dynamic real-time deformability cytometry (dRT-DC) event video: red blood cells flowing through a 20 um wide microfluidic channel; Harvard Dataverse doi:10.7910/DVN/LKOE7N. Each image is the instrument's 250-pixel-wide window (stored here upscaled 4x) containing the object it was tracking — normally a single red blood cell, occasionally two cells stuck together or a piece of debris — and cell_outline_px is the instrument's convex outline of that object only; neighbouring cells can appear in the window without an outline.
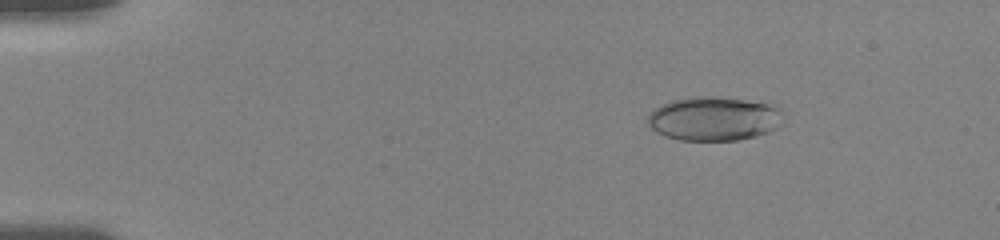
{"species": "human", "species_latin": "Homo sapiens", "temperature_condition": "room temperature", "stored_images_in_passage": 15, "camera_frame_rate_fps": 3000, "um_per_image_px": 0.085, "donor": {"sex": "female"}, "frame": {"image": 1, "passage_image": 8, "time_ms": 2.667, "image_size_px": [1000, 240], "cell_outline_px": [[784, 124], [768, 132], [756, 136], [736, 140], [680, 140], [664, 136], [656, 132], [648, 124], [648, 116], [660, 104], [672, 100], [688, 96], [712, 96], [776, 104], [780, 108]], "centroid_in_image_um": [60.72, 10.08], "position_along_channel_um": 24.3, "area_um2": 35.08}}
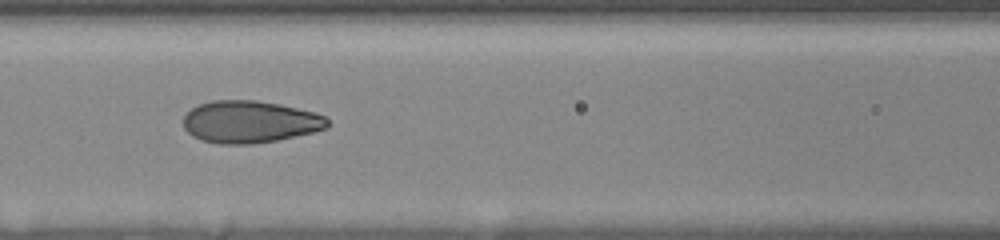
{"frame": {"image": 2, "passage_image": 13, "time_ms": 8.333, "image_size_px": [1000, 240], "cell_outline_px": [[328, 128], [312, 132], [276, 140], [252, 144], [220, 144], [200, 140], [192, 136], [184, 128], [184, 116], [192, 108], [200, 104], [212, 100], [256, 100], [280, 104], [316, 112], [324, 116], [328, 120]], "centroid_in_image_um": [21.23, 10.35], "position_along_channel_um": 145.4, "area_um2": 35.43}}
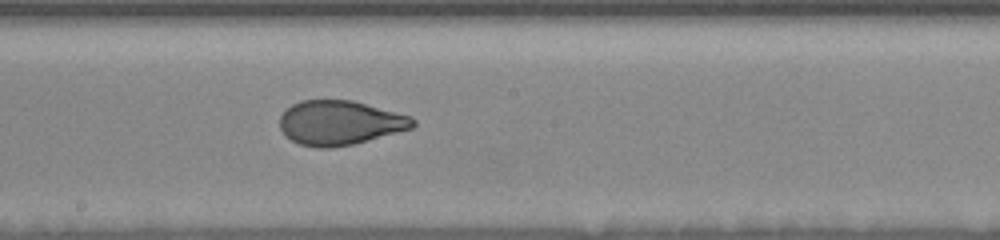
{"frame": {"image": 3, "passage_image": 15, "time_ms": 10.333, "image_size_px": [1000, 240], "cell_outline_px": [[416, 124], [412, 128], [352, 144], [328, 148], [316, 148], [300, 144], [292, 140], [280, 128], [280, 116], [292, 104], [300, 100], [352, 100], [412, 116], [416, 120]], "centroid_in_image_um": [28.9, 10.42], "position_along_channel_um": 219.3, "area_um2": 34.22}}